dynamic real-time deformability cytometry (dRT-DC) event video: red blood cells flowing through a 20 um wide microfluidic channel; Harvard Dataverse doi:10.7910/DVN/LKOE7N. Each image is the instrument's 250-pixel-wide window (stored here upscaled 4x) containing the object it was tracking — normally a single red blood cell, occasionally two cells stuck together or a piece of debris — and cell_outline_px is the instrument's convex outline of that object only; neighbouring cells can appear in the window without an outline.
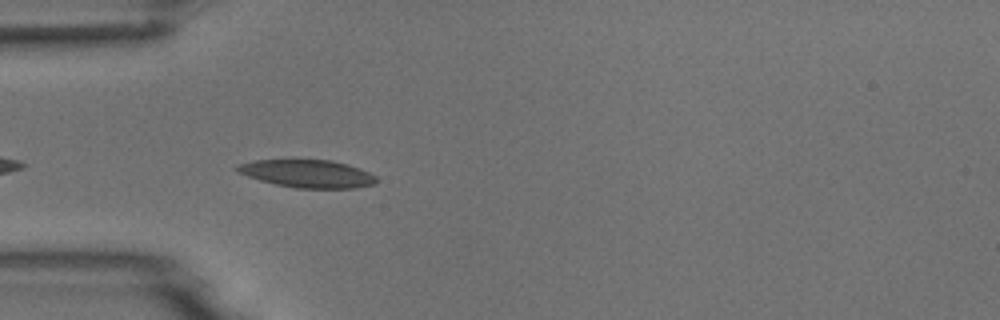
{"species": "common noctule bat (a hibernating species)", "species_latin": "Nyctalus noctula", "temperature_condition": "room temperature", "stored_images_in_passage": 5, "camera_frame_rate_fps": 3000, "um_per_image_px": 0.085, "animal": {"sex": "male", "body_mass_g": 18.8}, "frame": {"image": 1, "passage_image": 5, "time_ms": 4.667, "image_size_px": [1000, 320], "cell_outline_px": [[380, 180], [376, 184], [356, 188], [296, 188], [276, 184], [260, 180], [236, 172], [232, 168], [240, 164], [252, 160], [332, 160], [348, 164], [360, 168], [376, 176]], "centroid_in_image_um": [26.16, 14.76], "position_along_channel_um": 58.8, "area_um2": 22.72}}